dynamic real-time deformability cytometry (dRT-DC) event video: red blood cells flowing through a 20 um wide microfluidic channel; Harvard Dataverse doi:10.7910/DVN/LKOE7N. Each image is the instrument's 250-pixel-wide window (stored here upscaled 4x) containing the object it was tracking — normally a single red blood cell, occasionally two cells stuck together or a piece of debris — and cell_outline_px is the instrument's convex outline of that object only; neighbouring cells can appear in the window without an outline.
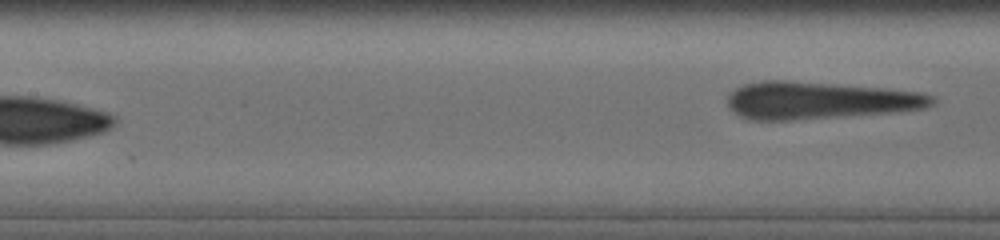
{"species": "human", "species_latin": "Homo sapiens", "temperature_condition": "cold", "stored_images_in_passage": 15, "segment_of_instrument_passage": [2, 2], "camera_frame_rate_fps": 3000, "um_per_image_px": 0.085, "donor": {"sex": "male"}, "frame": {"image": 1, "passage_image": 15, "time_ms": 8.667, "image_size_px": [1000, 240], "cell_outline_px": [[936, 100], [928, 108], [892, 112], [788, 120], [748, 120], [732, 112], [728, 108], [728, 92], [744, 84], [760, 80], [788, 80], [880, 88], [920, 92], [936, 96]], "centroid_in_image_um": [69.58, 8.53], "position_along_channel_um": 137.8, "area_um2": 44.51}}